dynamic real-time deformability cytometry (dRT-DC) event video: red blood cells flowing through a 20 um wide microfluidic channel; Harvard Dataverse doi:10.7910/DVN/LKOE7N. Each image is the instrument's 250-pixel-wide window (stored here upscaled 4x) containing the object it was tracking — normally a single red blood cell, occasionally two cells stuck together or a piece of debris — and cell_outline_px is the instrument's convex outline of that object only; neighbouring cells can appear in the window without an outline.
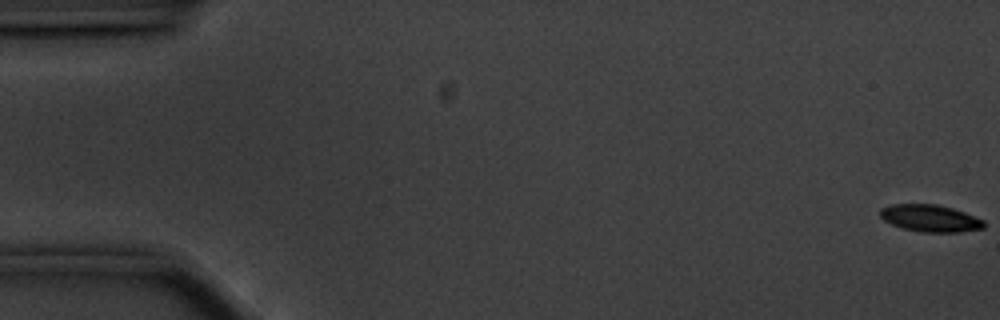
{"species": "common noctule bat (a hibernating species)", "species_latin": "Nyctalus noctula", "temperature_condition": "cold", "stored_images_in_passage": 58, "camera_frame_rate_fps": 3000, "um_per_image_px": 0.085, "animal": {"sex": "male", "body_mass_g": 20.1, "forearm_length_mm": 53.5}, "frame": {"image": 1, "passage_image": 1, "time_ms": 0.0, "image_size_px": [1000, 320], "cell_outline_px": [[984, 228], [960, 232], [920, 232], [904, 228], [892, 224], [884, 220], [880, 216], [880, 208], [892, 204], [936, 204], [952, 208], [964, 212], [984, 220]], "centroid_in_image_um": [79.06, 18.55], "position_along_channel_um": 5.9, "area_um2": 16.3}}
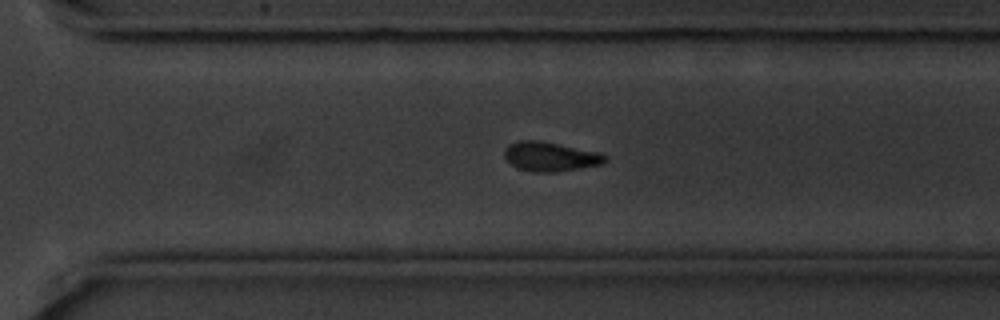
{"frame": {"image": 2, "passage_image": 40, "time_ms": 13.0, "image_size_px": [1000, 320], "cell_outline_px": [[608, 160], [600, 164], [580, 168], [556, 172], [536, 172], [520, 168], [512, 164], [504, 156], [504, 148], [508, 144], [520, 140], [540, 140], [600, 152], [608, 156]], "centroid_in_image_um": [46.79, 13.29], "position_along_channel_um": 323.8, "area_um2": 17.22}}
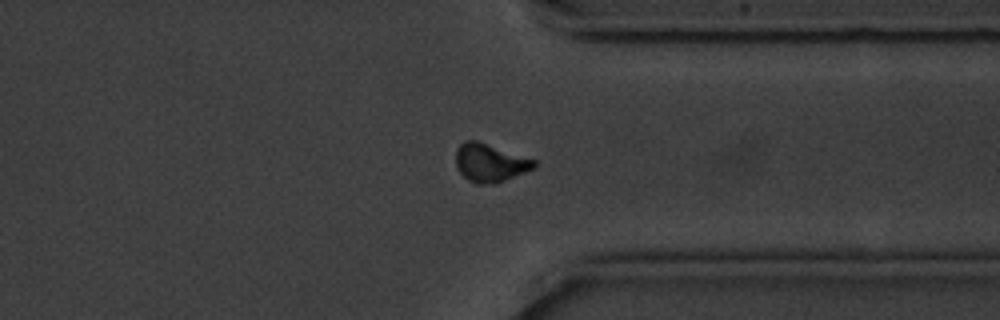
{"frame": {"image": 3, "passage_image": 44, "time_ms": 14.333, "image_size_px": [1000, 320], "cell_outline_px": [[536, 168], [496, 184], [476, 184], [468, 180], [460, 172], [456, 164], [456, 148], [464, 140], [476, 140], [536, 160]], "centroid_in_image_um": [41.66, 13.84], "position_along_channel_um": 369.7, "area_um2": 17.51}, "authors_computed_cell_mechanics": {"area_um2": 17.2244, "velocity_mm_per_s": 3.5287, "shape_relaxation_time_tau1_ms": 2.2014, "shape_relaxation_time_tau2_ms": null, "deformation_change_tau1": 0.1049, "deformation_change_tau2": null}}